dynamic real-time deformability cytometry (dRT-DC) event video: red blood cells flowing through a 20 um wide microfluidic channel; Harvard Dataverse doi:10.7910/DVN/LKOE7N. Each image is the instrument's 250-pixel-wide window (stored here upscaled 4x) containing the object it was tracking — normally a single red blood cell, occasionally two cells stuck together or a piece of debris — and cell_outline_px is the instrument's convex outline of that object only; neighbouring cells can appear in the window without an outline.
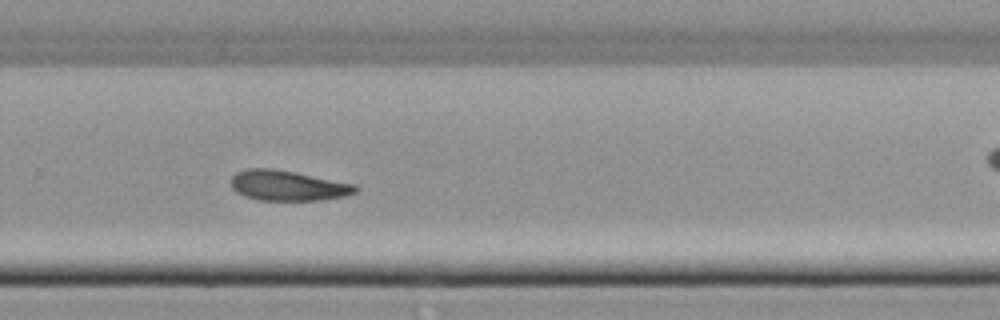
{"species": "common noctule bat (a hibernating species)", "species_latin": "Nyctalus noctula", "temperature_condition": "cold", "stored_images_in_passage": 44, "camera_frame_rate_fps": 3000, "um_per_image_px": 0.085, "animal": {"sex": "female", "body_mass_g": 22.7, "forearm_length_mm": 54.2}, "frame": {"image": 1, "passage_image": 32, "time_ms": 10.333, "image_size_px": [1000, 320], "cell_outline_px": [[360, 188], [356, 192], [348, 196], [320, 200], [260, 200], [244, 196], [236, 192], [232, 188], [232, 176], [236, 172], [244, 168], [272, 168], [296, 172], [356, 184]], "centroid_in_image_um": [24.49, 15.77], "position_along_channel_um": 305.3, "area_um2": 22.2}}